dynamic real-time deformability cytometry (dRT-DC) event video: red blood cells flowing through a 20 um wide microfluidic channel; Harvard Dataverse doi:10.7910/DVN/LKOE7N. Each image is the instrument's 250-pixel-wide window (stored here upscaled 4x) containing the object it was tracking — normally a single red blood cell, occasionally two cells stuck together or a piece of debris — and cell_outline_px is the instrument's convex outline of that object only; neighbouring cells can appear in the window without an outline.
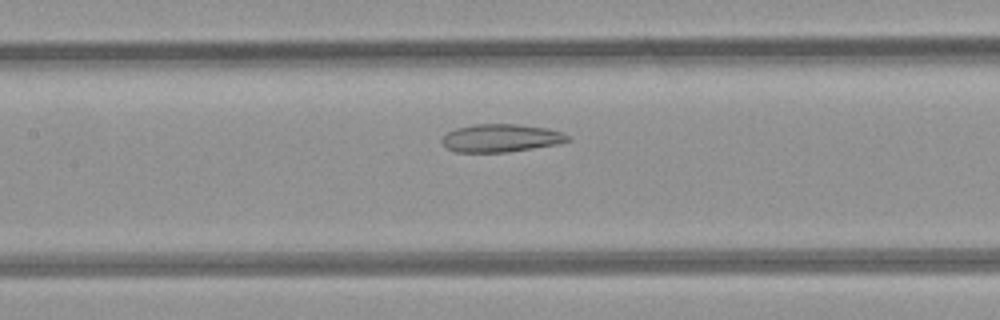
{"species": "common noctule bat (a hibernating species)", "species_latin": "Nyctalus noctula", "temperature_condition": "room temperature", "stored_images_in_passage": 46, "camera_frame_rate_fps": 3000, "um_per_image_px": 0.085, "animal": {"sex": "female", "body_mass_g": 21.9}, "frame": {"image": 1, "passage_image": 20, "time_ms": 6.333, "image_size_px": [1000, 320], "cell_outline_px": [[572, 140], [556, 144], [508, 152], [456, 152], [444, 148], [440, 140], [448, 132], [456, 128], [476, 124], [516, 124], [548, 128], [564, 132]], "centroid_in_image_um": [42.56, 11.73], "position_along_channel_um": 164.8, "area_um2": 20.58}}
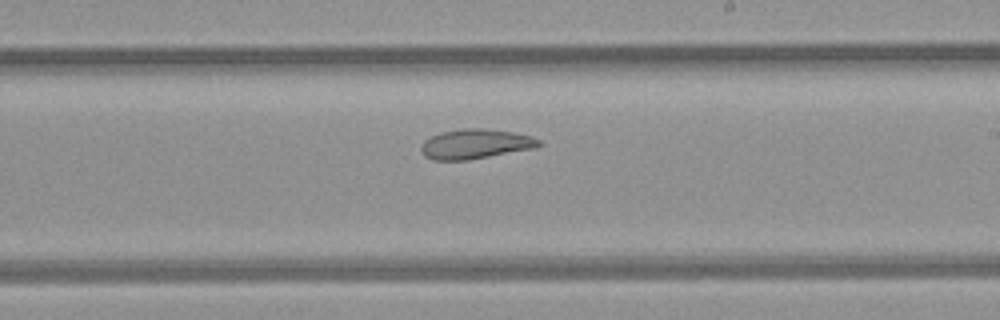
{"frame": {"image": 2, "passage_image": 26, "time_ms": 8.333, "image_size_px": [1000, 320], "cell_outline_px": [[544, 144], [536, 148], [468, 160], [432, 160], [424, 156], [420, 148], [424, 140], [440, 132], [460, 128], [484, 128], [512, 132], [532, 136], [540, 140]], "centroid_in_image_um": [40.42, 12.23], "position_along_channel_um": 248.6, "area_um2": 20.63}}
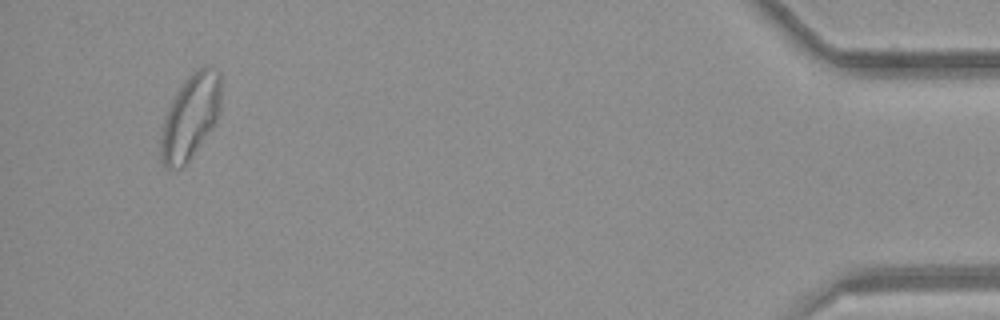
{"frame": {"image": 3, "passage_image": 44, "time_ms": 14.333, "image_size_px": [1000, 320], "cell_outline_px": [[220, 112], [216, 124], [192, 156], [180, 168], [164, 168], [160, 160], [160, 140], [164, 116], [176, 92], [188, 76], [196, 68], [204, 64], [208, 64], [216, 68], [220, 72]], "centroid_in_image_um": [16.19, 9.9], "position_along_channel_um": 419.0, "area_um2": 30.23}, "authors_computed_cell_mechanics": {"area_um2": 25.7499, "velocity_mm_per_s": 4.1956, "shape_relaxation_time_tau1_ms": null, "shape_relaxation_time_tau2_ms": 3.2321, "deformation_change_tau1": null, "deformation_change_tau2": 0.1049}}